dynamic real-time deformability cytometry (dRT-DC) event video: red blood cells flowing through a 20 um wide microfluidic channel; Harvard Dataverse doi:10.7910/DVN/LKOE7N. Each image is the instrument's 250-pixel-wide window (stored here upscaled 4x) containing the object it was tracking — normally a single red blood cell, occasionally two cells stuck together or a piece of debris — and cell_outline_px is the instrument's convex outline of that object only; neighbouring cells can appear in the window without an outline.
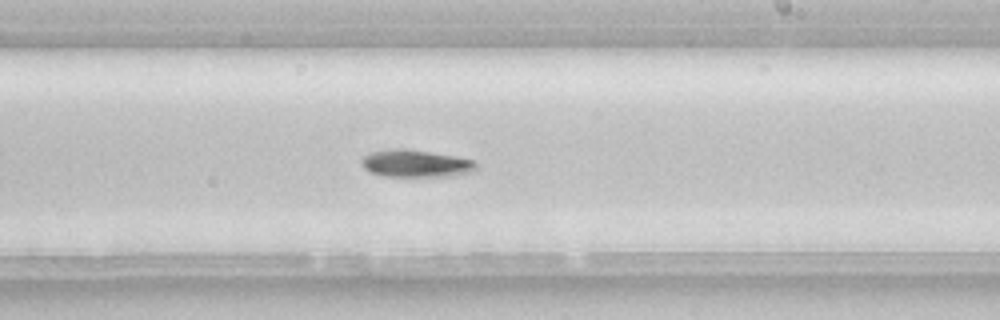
{"species": "common noctule bat (a hibernating species)", "species_latin": "Nyctalus noctula", "temperature_condition": "room temperature", "stored_images_in_passage": 53, "camera_frame_rate_fps": 3000, "um_per_image_px": 0.085, "animal": {"sex": "female", "body_mass_g": 22.7, "forearm_length_mm": 54.2}, "frame": {"image": 1, "passage_image": 31, "time_ms": 10.0, "image_size_px": [1000, 320], "cell_outline_px": [[476, 172], [448, 176], [384, 176], [368, 172], [360, 164], [360, 160], [368, 152], [392, 148], [404, 148], [456, 156], [476, 160]], "centroid_in_image_um": [35.32, 13.89], "position_along_channel_um": 253.7, "area_um2": 18.61}, "authors_computed_cell_mechanics": {"area_um2": 17.5134, "velocity_mm_per_s": 3.9253, "shape_relaxation_time_tau1_ms": 3.2322, "shape_relaxation_time_tau2_ms": null, "deformation_change_tau1": 0.1007, "deformation_change_tau2": null}}